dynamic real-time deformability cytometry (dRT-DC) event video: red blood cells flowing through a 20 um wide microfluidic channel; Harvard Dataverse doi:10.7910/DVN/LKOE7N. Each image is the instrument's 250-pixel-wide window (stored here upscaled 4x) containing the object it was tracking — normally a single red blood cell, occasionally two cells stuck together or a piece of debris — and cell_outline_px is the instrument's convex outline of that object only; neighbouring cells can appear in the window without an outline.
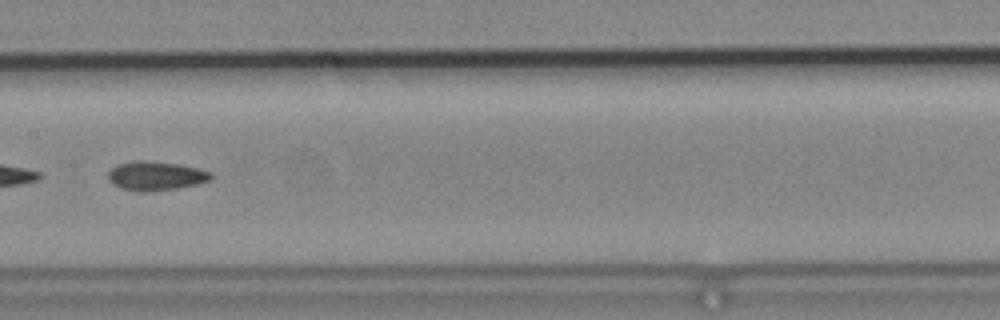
{"species": "common noctule bat (a hibernating species)", "species_latin": "Nyctalus noctula", "temperature_condition": "cold", "stored_images_in_passage": 36, "segment_of_instrument_passage": [2, 2], "camera_frame_rate_fps": 3000, "um_per_image_px": 0.085, "animal": {"sex": "male", "body_mass_g": 19.2, "forearm_length_mm": 51.8}, "frame": {"image": 1, "passage_image": 28, "time_ms": 9.0, "image_size_px": [1000, 320], "cell_outline_px": [[212, 176], [208, 180], [196, 184], [176, 188], [124, 188], [112, 184], [108, 180], [108, 172], [116, 164], [132, 160], [148, 160], [180, 164], [212, 172]], "centroid_in_image_um": [13.22, 14.87], "position_along_channel_um": 194.2, "area_um2": 16.59}}